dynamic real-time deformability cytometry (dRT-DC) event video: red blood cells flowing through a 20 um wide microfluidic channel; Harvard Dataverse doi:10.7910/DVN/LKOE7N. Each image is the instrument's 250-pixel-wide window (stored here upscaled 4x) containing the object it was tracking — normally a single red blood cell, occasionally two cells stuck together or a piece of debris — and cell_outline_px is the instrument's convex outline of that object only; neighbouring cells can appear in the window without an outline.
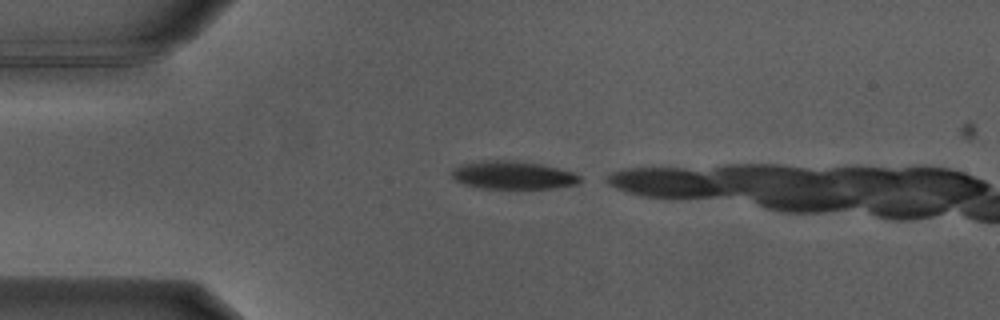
{"species": "Egyptian fruit bat (a non-hibernating species)", "species_latin": "Rousettus aegyptiacus", "temperature_condition": "warm", "stored_images_in_passage": 11, "camera_frame_rate_fps": 3000, "um_per_image_px": 0.085, "animal": {"sex": "male"}, "frame": {"image": 1, "passage_image": 1, "time_ms": 0.0, "image_size_px": [1000, 320], "cell_outline_px": [[580, 180], [576, 184], [552, 188], [476, 188], [464, 184], [456, 180], [448, 172], [460, 164], [480, 160], [508, 160], [540, 164], [572, 172], [580, 176]], "centroid_in_image_um": [43.51, 14.88], "position_along_channel_um": 41.5, "area_um2": 20.87}}